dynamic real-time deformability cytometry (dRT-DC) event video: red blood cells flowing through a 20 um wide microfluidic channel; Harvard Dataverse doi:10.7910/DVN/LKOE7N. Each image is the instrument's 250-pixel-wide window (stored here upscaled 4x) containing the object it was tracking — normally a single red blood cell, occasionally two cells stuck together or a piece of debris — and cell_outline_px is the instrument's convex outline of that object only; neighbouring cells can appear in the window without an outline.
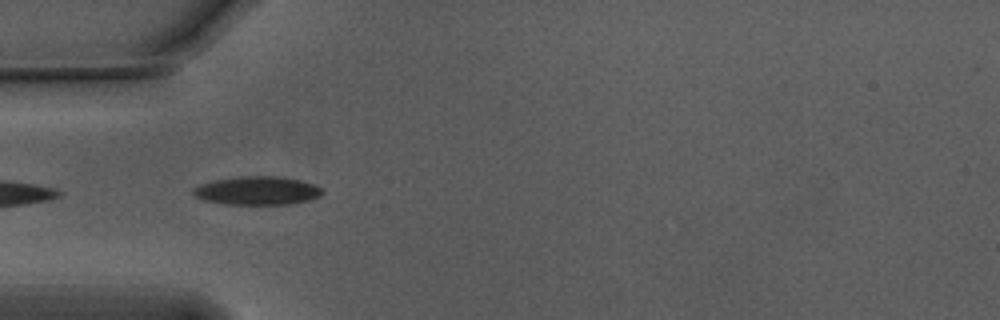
{"species": "Egyptian fruit bat (a non-hibernating species)", "species_latin": "Rousettus aegyptiacus", "temperature_condition": "warm", "stored_images_in_passage": 21, "camera_frame_rate_fps": 3000, "um_per_image_px": 0.085, "animal": {"sex": "male"}, "frame": {"image": 1, "passage_image": 2, "time_ms": 0.333, "image_size_px": [1000, 320], "cell_outline_px": [[324, 192], [320, 196], [308, 200], [292, 204], [224, 204], [204, 200], [196, 196], [192, 192], [192, 188], [200, 184], [216, 180], [240, 176], [276, 176], [300, 180], [324, 188]], "centroid_in_image_um": [21.88, 16.2], "position_along_channel_um": 63.1, "area_um2": 21.39}}
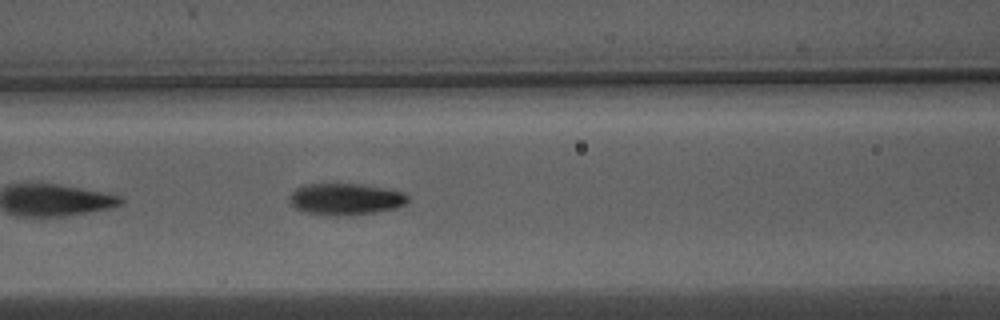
{"frame": {"image": 2, "passage_image": 8, "time_ms": 2.333, "image_size_px": [1000, 320], "cell_outline_px": [[408, 200], [404, 204], [396, 208], [372, 212], [340, 216], [328, 216], [304, 212], [296, 208], [288, 200], [288, 196], [296, 188], [304, 184], [356, 184], [404, 192], [408, 196]], "centroid_in_image_um": [29.3, 16.93], "position_along_channel_um": 137.3, "area_um2": 21.62}}
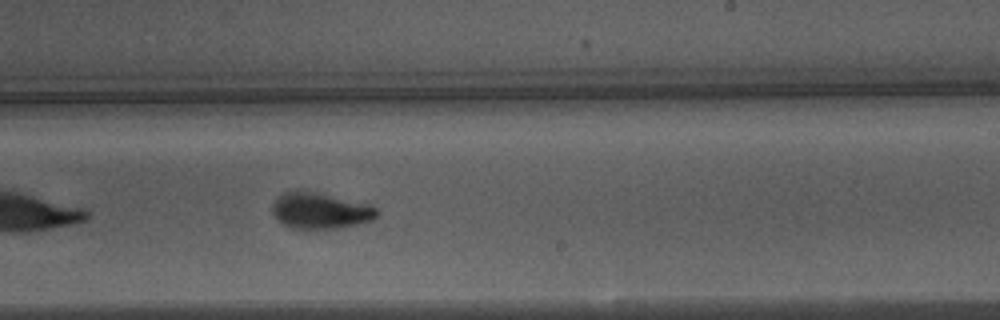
{"frame": {"image": 3, "passage_image": 18, "time_ms": 5.667, "image_size_px": [1000, 320], "cell_outline_px": [[380, 212], [372, 220], [340, 228], [292, 228], [284, 224], [272, 216], [272, 204], [284, 192], [312, 192], [368, 204], [376, 208]], "centroid_in_image_um": [27.22, 17.93], "position_along_channel_um": 261.8, "area_um2": 21.39}}